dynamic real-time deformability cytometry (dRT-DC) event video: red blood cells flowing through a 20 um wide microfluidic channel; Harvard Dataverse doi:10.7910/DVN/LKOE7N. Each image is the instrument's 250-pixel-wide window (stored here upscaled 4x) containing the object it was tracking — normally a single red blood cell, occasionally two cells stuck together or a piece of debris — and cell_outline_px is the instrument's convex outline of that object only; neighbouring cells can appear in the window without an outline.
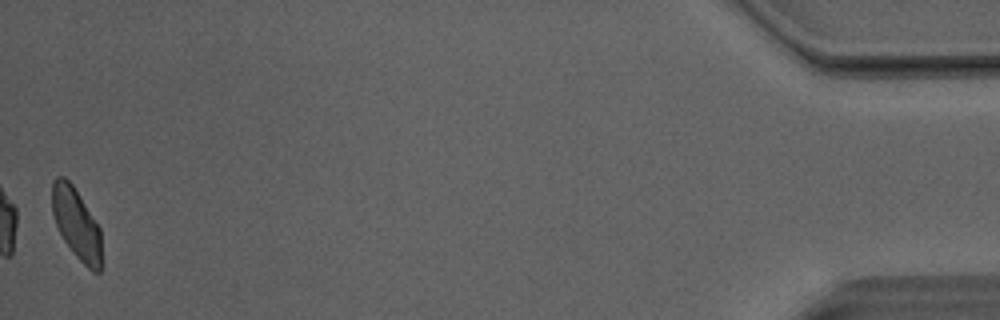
{"species": "Egyptian fruit bat (a non-hibernating species)", "species_latin": "Rousettus aegyptiacus", "temperature_condition": "room temperature", "stored_images_in_passage": 45, "camera_frame_rate_fps": 3000, "um_per_image_px": 0.085, "animal": {"sex": "male"}, "frame": {"image": 1, "passage_image": 45, "time_ms": 14.667, "image_size_px": [1000, 320], "cell_outline_px": [[100, 272], [92, 272], [76, 256], [64, 240], [56, 224], [52, 212], [52, 180], [56, 176], [64, 176], [72, 184], [80, 196], [100, 228]], "centroid_in_image_um": [6.47, 18.98], "position_along_channel_um": 428.7, "area_um2": 20.11}, "authors_computed_cell_mechanics": {"area_um2": 21.7328, "velocity_mm_per_s": 4.0714, "shape_relaxation_time_tau1_ms": 5.0011, "shape_relaxation_time_tau2_ms": 1.767, "deformation_change_tau1": 0.1091, "deformation_change_tau2": 0.088}}